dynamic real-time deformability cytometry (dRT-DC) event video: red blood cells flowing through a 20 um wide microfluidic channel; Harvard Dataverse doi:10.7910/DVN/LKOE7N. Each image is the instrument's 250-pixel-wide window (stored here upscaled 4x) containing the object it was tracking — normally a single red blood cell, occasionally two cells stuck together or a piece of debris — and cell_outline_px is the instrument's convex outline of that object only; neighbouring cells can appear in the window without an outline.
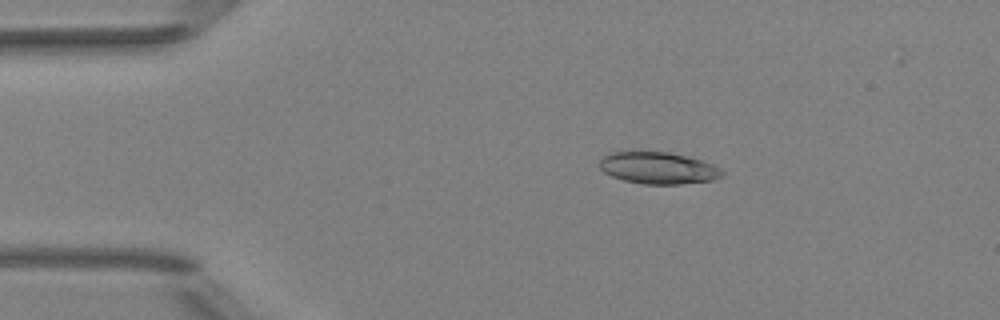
{"species": "Egyptian fruit bat (a non-hibernating species)", "species_latin": "Rousettus aegyptiacus", "temperature_condition": "room temperature", "stored_images_in_passage": 47, "camera_frame_rate_fps": 3000, "um_per_image_px": 0.085, "animal": {"sex": "female"}, "frame": {"image": 1, "passage_image": 10, "time_ms": 3.0, "image_size_px": [1000, 320], "cell_outline_px": [[724, 172], [720, 176], [712, 180], [680, 184], [644, 184], [624, 180], [612, 176], [604, 172], [600, 168], [600, 160], [604, 156], [612, 152], [636, 148], [668, 152], [688, 156], [712, 164], [720, 168]], "centroid_in_image_um": [55.89, 14.23], "position_along_channel_um": 29.1, "area_um2": 23.29}}
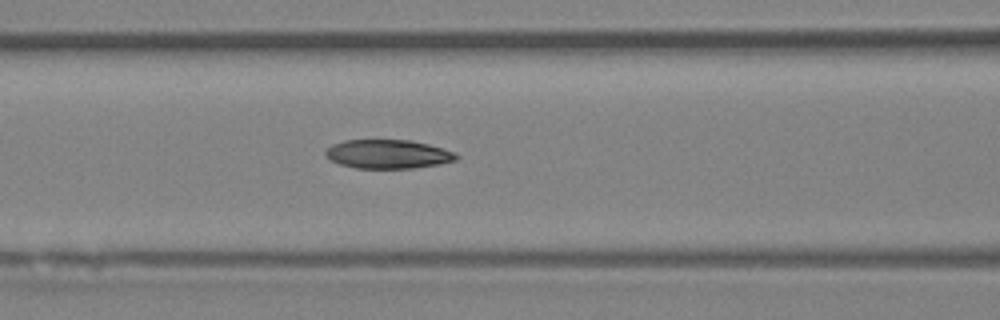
{"frame": {"image": 2, "passage_image": 22, "time_ms": 7.0, "image_size_px": [1000, 320], "cell_outline_px": [[460, 156], [456, 160], [440, 164], [412, 168], [356, 168], [340, 164], [324, 156], [324, 152], [332, 144], [344, 140], [408, 140], [428, 144], [456, 152]], "centroid_in_image_um": [32.98, 13.1], "position_along_channel_um": 133.6, "area_um2": 22.02}}
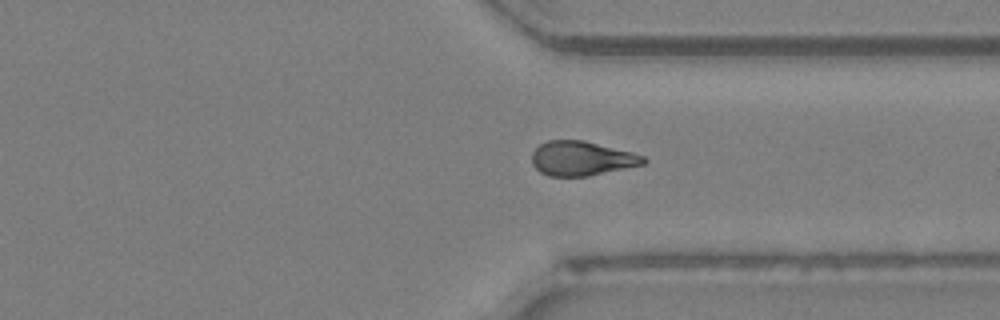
{"frame": {"image": 3, "passage_image": 39, "time_ms": 12.667, "image_size_px": [1000, 320], "cell_outline_px": [[648, 160], [644, 164], [588, 176], [548, 176], [540, 172], [532, 164], [532, 152], [540, 144], [548, 140], [584, 140], [632, 152], [644, 156]], "centroid_in_image_um": [49.43, 13.46], "position_along_channel_um": 362.0, "area_um2": 22.37}}